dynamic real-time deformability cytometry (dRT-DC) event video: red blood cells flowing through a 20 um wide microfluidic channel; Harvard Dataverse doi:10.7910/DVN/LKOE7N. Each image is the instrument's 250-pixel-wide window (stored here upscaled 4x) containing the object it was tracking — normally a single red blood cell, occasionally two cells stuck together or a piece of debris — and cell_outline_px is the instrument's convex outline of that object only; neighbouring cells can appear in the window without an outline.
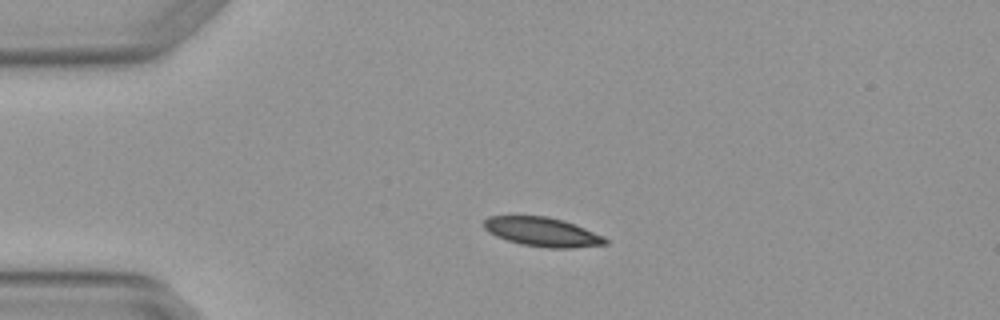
{"species": "Egyptian fruit bat (a non-hibernating species)", "species_latin": "Rousettus aegyptiacus", "temperature_condition": "warm", "stored_images_in_passage": 3, "camera_frame_rate_fps": 3000, "um_per_image_px": 0.085, "animal": {"sex": "female"}, "frame": {"image": 1, "passage_image": 3, "time_ms": 0.667, "image_size_px": [1000, 320], "cell_outline_px": [[608, 244], [572, 248], [548, 248], [520, 244], [496, 236], [488, 232], [484, 228], [484, 220], [488, 216], [548, 216], [584, 228], [604, 236], [608, 240]], "centroid_in_image_um": [46.09, 19.72], "position_along_channel_um": 38.9, "area_um2": 20.46}}